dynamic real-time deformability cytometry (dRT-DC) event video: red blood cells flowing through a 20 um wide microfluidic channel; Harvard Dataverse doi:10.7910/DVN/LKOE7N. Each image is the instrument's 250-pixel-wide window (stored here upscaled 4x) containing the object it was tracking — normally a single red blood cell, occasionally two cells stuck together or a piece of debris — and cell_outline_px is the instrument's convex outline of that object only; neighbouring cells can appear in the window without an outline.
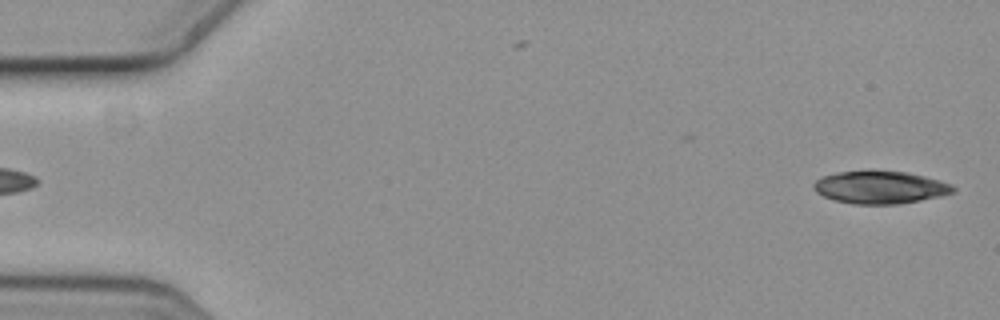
{"species": "common noctule bat (a hibernating species)", "species_latin": "Nyctalus noctula", "temperature_condition": "cold", "stored_images_in_passage": 3, "segment_of_instrument_passage": [2, 2], "camera_frame_rate_fps": 3000, "um_per_image_px": 0.085, "animal": {"sex": "female", "body_mass_g": 19.3, "forearm_length_mm": 54.1}, "frame": {"image": 1, "passage_image": 3, "time_ms": 0.667, "image_size_px": [1000, 320], "cell_outline_px": [[956, 192], [940, 196], [900, 204], [852, 204], [836, 200], [824, 196], [816, 192], [812, 184], [820, 176], [836, 172], [908, 172], [924, 176], [948, 184], [956, 188]], "centroid_in_image_um": [74.79, 15.94], "position_along_channel_um": 10.2, "area_um2": 26.07}}